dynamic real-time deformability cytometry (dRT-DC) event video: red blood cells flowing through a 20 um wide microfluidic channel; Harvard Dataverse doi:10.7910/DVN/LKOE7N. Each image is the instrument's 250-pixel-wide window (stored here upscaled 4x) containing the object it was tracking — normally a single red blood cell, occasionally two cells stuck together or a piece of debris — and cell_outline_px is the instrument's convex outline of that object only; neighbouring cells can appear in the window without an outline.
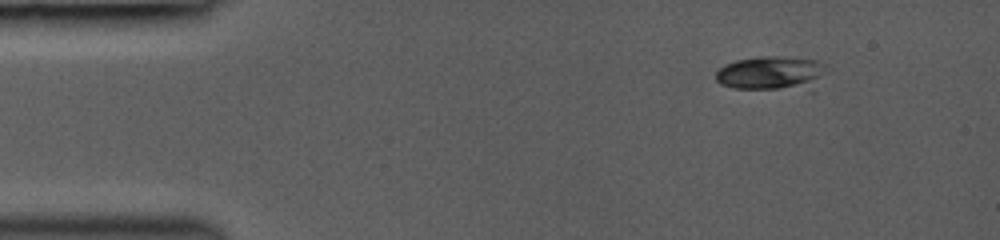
{"species": "common noctule bat (a hibernating species)", "species_latin": "Nyctalus noctula", "temperature_condition": "room temperature", "stored_images_in_passage": 40, "camera_frame_rate_fps": 3000, "um_per_image_px": 0.085, "animal": {"sex": "female", "body_mass_g": 19.0, "forearm_length_mm": 53.3}, "frame": {"image": 1, "passage_image": 1, "time_ms": 0.0, "image_size_px": [1000, 240], "cell_outline_px": [[824, 68], [812, 92], [808, 92], [732, 88], [720, 84], [716, 80], [716, 72], [724, 64], [736, 60], [756, 56], [780, 56], [816, 60], [824, 64]], "centroid_in_image_um": [65.56, 6.27], "position_along_channel_um": 19.4, "area_um2": 22.77}}
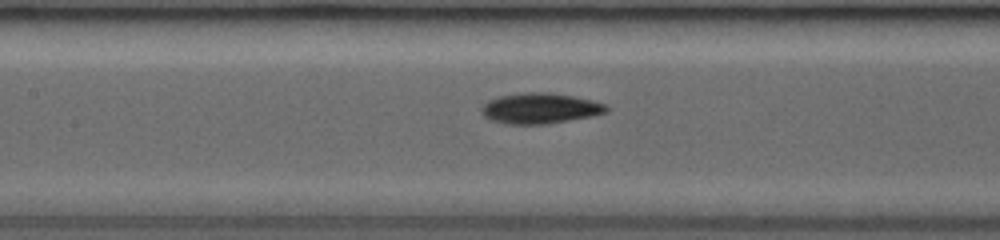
{"frame": {"image": 2, "passage_image": 17, "time_ms": 5.333, "image_size_px": [1000, 240], "cell_outline_px": [[608, 112], [592, 116], [548, 124], [508, 124], [488, 120], [484, 116], [480, 108], [488, 100], [500, 96], [524, 92], [548, 92], [572, 96], [592, 100], [604, 104], [608, 108]], "centroid_in_image_um": [45.88, 9.21], "position_along_channel_um": 161.5, "area_um2": 22.31}}
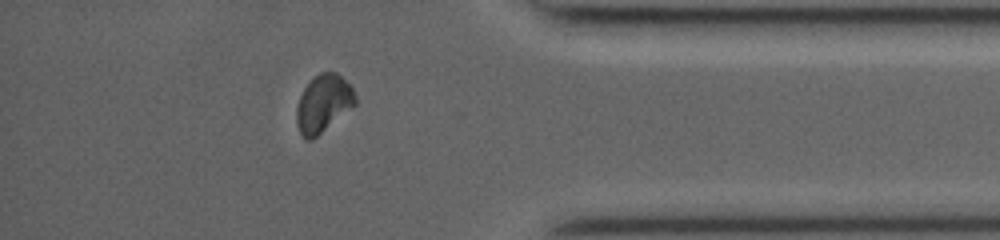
{"frame": {"image": 3, "passage_image": 35, "time_ms": 11.333, "image_size_px": [1000, 240], "cell_outline_px": [[356, 104], [352, 108], [312, 140], [308, 140], [300, 132], [296, 124], [296, 108], [300, 96], [304, 88], [312, 76], [320, 72], [336, 72], [352, 88], [356, 96]], "centroid_in_image_um": [27.47, 8.79], "position_along_channel_um": 407.7, "area_um2": 19.65}, "authors_computed_cell_mechanics": {"area_um2": 21.2126, "velocity_mm_per_s": 4.2965, "shape_relaxation_time_tau1_ms": 1.9666, "shape_relaxation_time_tau2_ms": 4.1269, "deformation_change_tau1": 0.1326, "deformation_change_tau2": 0.0771}}